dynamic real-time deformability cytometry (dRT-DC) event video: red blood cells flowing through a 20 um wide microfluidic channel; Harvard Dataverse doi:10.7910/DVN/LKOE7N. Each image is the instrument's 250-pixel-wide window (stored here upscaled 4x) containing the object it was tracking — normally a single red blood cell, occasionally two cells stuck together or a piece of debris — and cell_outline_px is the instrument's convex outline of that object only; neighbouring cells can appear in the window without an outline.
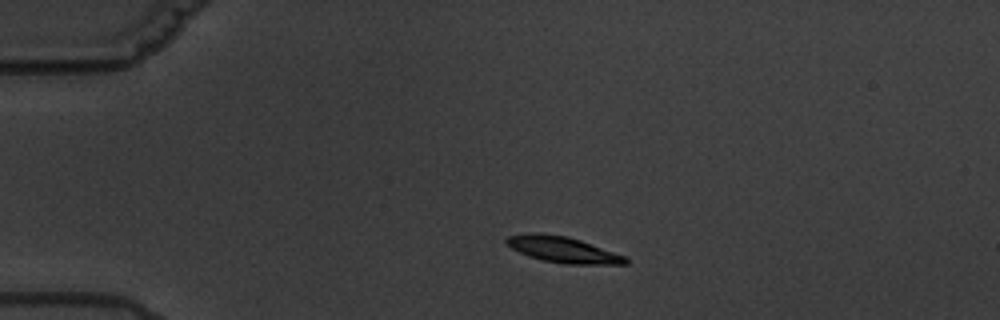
{"species": "common noctule bat (a hibernating species)", "species_latin": "Nyctalus noctula", "temperature_condition": "warm", "stored_images_in_passage": 16, "camera_frame_rate_fps": 3000, "um_per_image_px": 0.085, "animal": {"sex": "male", "body_mass_g": 19.5, "forearm_length_mm": 54.6}, "frame": {"image": 1, "passage_image": 3, "time_ms": 2.333, "image_size_px": [1000, 320], "cell_outline_px": [[628, 264], [564, 264], [544, 260], [528, 256], [512, 248], [504, 240], [508, 236], [536, 232], [540, 232], [568, 236], [580, 240], [624, 256], [628, 260]], "centroid_in_image_um": [47.82, 21.21], "position_along_channel_um": 37.2, "area_um2": 17.8}}
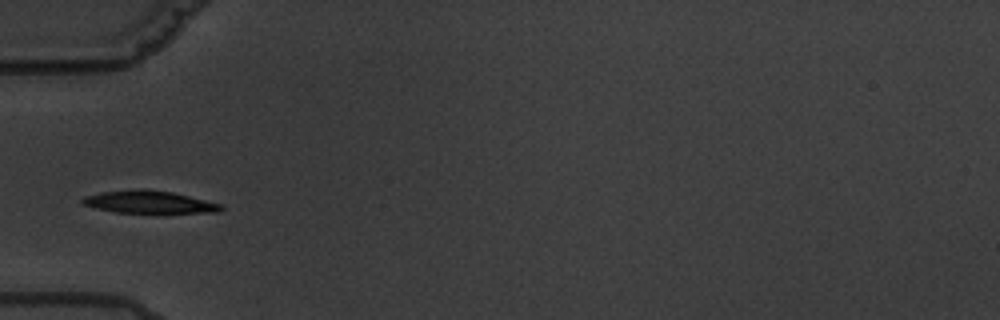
{"frame": {"image": 2, "passage_image": 5, "time_ms": 4.667, "image_size_px": [1000, 320], "cell_outline_px": [[224, 208], [220, 212], [116, 212], [96, 208], [80, 204], [80, 200], [84, 196], [100, 192], [136, 188], [140, 188], [172, 192], [220, 204]], "centroid_in_image_um": [12.58, 17.15], "position_along_channel_um": 72.4, "area_um2": 17.98}, "authors_computed_cell_mechanics": {"area_um2": 17.8891, "velocity_mm_per_s": 3.3907, "shape_relaxation_time_tau1_ms": 3.1397, "shape_relaxation_time_tau2_ms": 1.6079, "deformation_change_tau1": 0.1127, "deformation_change_tau2": 0.0412}}